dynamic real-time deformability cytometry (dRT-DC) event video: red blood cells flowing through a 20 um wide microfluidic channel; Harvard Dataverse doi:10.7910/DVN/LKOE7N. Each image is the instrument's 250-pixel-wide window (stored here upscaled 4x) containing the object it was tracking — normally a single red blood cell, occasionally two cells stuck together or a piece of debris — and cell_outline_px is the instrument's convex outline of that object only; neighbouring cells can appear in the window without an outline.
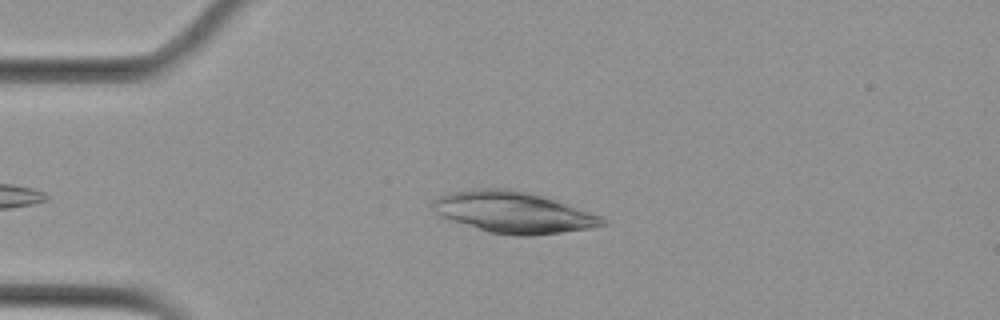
{"species": "Egyptian fruit bat (a non-hibernating species)", "species_latin": "Rousettus aegyptiacus", "temperature_condition": "cold", "stored_images_in_passage": 2, "camera_frame_rate_fps": 3000, "um_per_image_px": 0.085, "animal": {"sex": "female"}, "frame": {"image": 1, "passage_image": 1, "time_ms": 0.0, "image_size_px": [1000, 320], "cell_outline_px": [[608, 224], [588, 228], [560, 232], [528, 236], [516, 236], [488, 232], [440, 216], [432, 208], [432, 200], [440, 196], [456, 192], [476, 188], [504, 188], [528, 192], [600, 216], [608, 220]], "centroid_in_image_um": [43.6, 18.05], "position_along_channel_um": 41.4, "area_um2": 40.0}}